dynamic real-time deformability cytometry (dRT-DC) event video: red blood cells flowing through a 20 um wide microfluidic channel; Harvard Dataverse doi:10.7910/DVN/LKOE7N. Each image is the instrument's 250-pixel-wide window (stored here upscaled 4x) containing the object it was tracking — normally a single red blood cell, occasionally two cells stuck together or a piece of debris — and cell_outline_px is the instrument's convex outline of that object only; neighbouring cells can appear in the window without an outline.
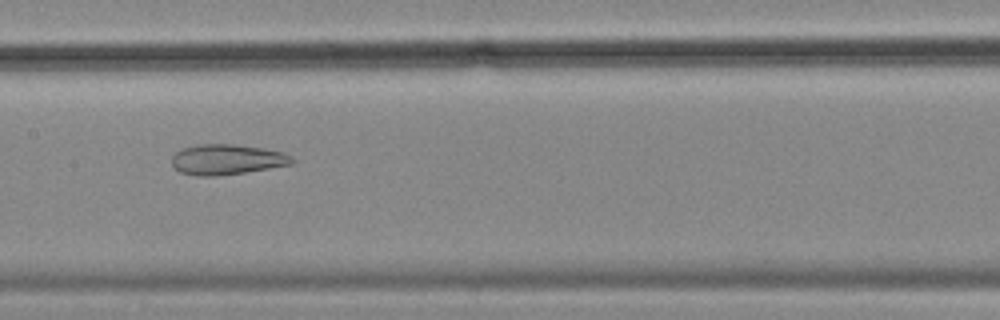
{"species": "common noctule bat (a hibernating species)", "species_latin": "Nyctalus noctula", "temperature_condition": "cold", "stored_images_in_passage": 55, "camera_frame_rate_fps": 3000, "um_per_image_px": 0.085, "animal": {"sex": "female", "body_mass_g": 18.4}, "frame": {"image": 1, "passage_image": 27, "time_ms": 8.667, "image_size_px": [1000, 320], "cell_outline_px": [[296, 160], [292, 164], [244, 172], [216, 176], [196, 176], [180, 172], [172, 164], [172, 156], [176, 152], [184, 148], [196, 144], [232, 144], [264, 148], [284, 152], [292, 156]], "centroid_in_image_um": [19.3, 13.55], "position_along_channel_um": 188.1, "area_um2": 21.27}}
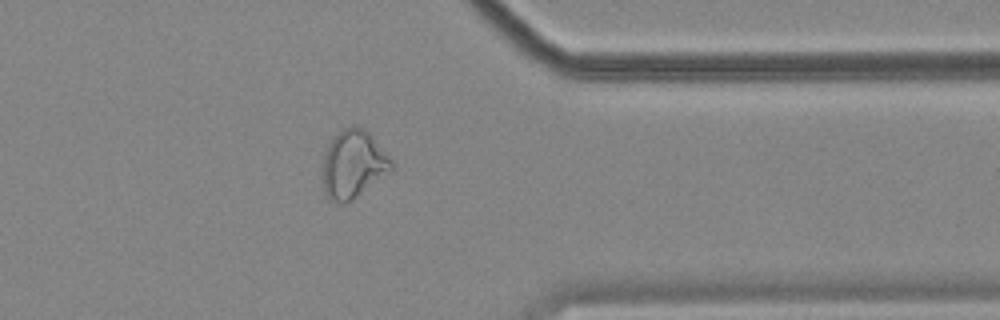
{"frame": {"image": 2, "passage_image": 44, "time_ms": 14.333, "image_size_px": [1000, 320], "cell_outline_px": [[396, 164], [392, 172], [352, 200], [344, 204], [340, 204], [328, 200], [324, 192], [320, 172], [324, 152], [332, 136], [344, 128], [352, 124], [364, 128], [372, 136]], "centroid_in_image_um": [30.0, 13.98], "position_along_channel_um": 381.4, "area_um2": 28.32}}
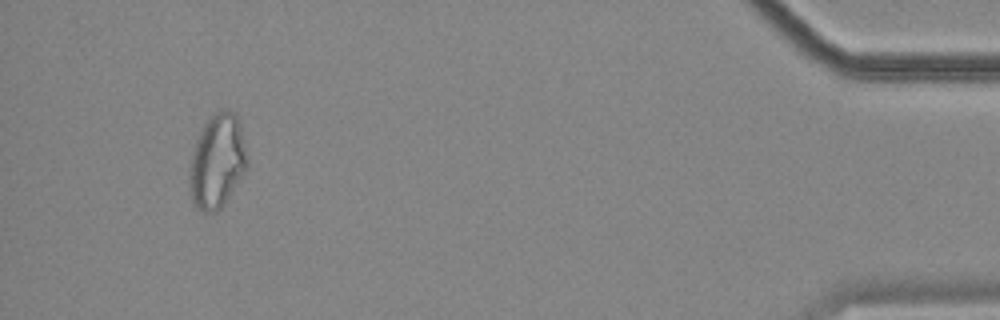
{"frame": {"image": 3, "passage_image": 52, "time_ms": 17.0, "image_size_px": [1000, 320], "cell_outline_px": [[248, 168], [220, 208], [216, 212], [204, 212], [196, 208], [192, 200], [188, 188], [188, 172], [192, 152], [200, 128], [216, 112], [228, 108], [236, 112], [240, 124], [248, 156]], "centroid_in_image_um": [18.45, 13.69], "position_along_channel_um": 416.7, "area_um2": 32.08}, "authors_computed_cell_mechanics": {"area_um2": 28.9578, "velocity_mm_per_s": 3.57, "shape_relaxation_time_tau1_ms": null, "shape_relaxation_time_tau2_ms": 3.0305, "deformation_change_tau1": null, "deformation_change_tau2": 0.1175}}